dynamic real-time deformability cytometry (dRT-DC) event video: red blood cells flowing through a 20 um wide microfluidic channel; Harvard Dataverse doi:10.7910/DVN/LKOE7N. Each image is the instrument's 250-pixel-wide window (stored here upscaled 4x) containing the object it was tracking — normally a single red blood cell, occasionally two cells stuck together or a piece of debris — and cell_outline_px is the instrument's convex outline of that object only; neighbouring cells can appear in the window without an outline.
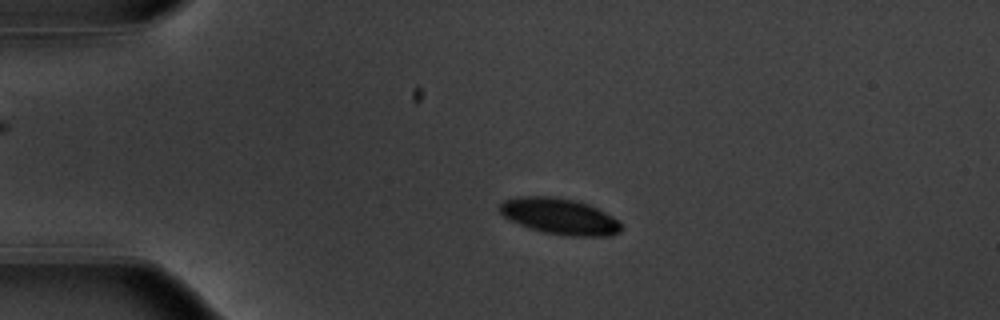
{"species": "common noctule bat (a hibernating species)", "species_latin": "Nyctalus noctula", "temperature_condition": "warm", "stored_images_in_passage": 55, "camera_frame_rate_fps": 3000, "um_per_image_px": 0.085, "animal": {"sex": "male", "body_mass_g": 20.1, "forearm_length_mm": 53.5}, "frame": {"image": 1, "passage_image": 13, "time_ms": 4.0, "image_size_px": [1000, 320], "cell_outline_px": [[620, 232], [612, 236], [568, 236], [544, 232], [520, 224], [504, 216], [500, 212], [500, 204], [504, 200], [516, 196], [552, 196], [576, 200], [588, 204], [612, 216], [620, 224]], "centroid_in_image_um": [47.57, 18.38], "position_along_channel_um": 37.4, "area_um2": 25.32}}
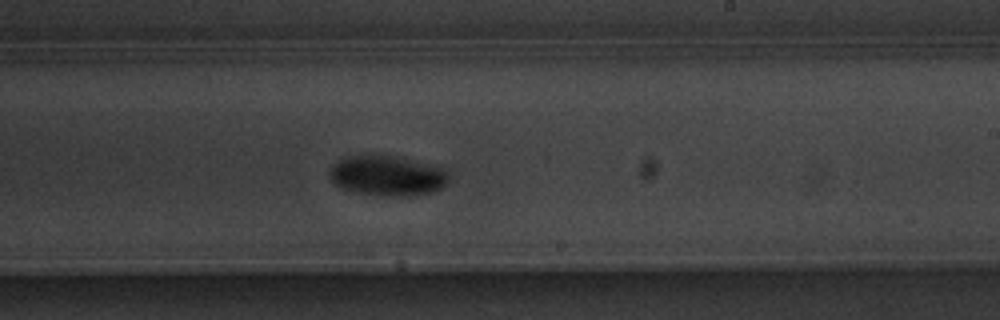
{"frame": {"image": 2, "passage_image": 34, "time_ms": 11.0, "image_size_px": [1000, 320], "cell_outline_px": [[448, 180], [440, 188], [432, 192], [388, 196], [356, 192], [344, 188], [336, 184], [332, 180], [332, 168], [340, 160], [348, 156], [368, 152], [384, 152], [440, 168], [448, 172]], "centroid_in_image_um": [32.9, 14.87], "position_along_channel_um": 256.1, "area_um2": 27.63}}
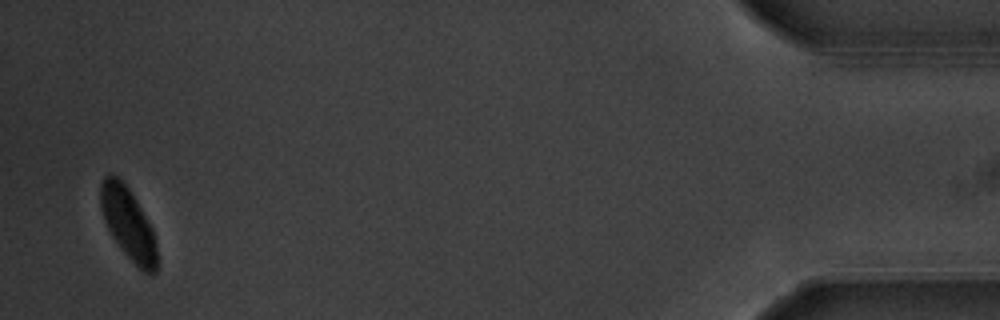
{"frame": {"image": 3, "passage_image": 54, "time_ms": 17.667, "image_size_px": [1000, 320], "cell_outline_px": [[156, 272], [144, 272], [120, 248], [112, 236], [104, 220], [100, 208], [100, 184], [104, 176], [108, 172], [112, 172], [128, 188], [136, 200], [152, 228], [156, 244]], "centroid_in_image_um": [10.85, 18.95], "position_along_channel_um": 424.3, "area_um2": 23.24}, "authors_computed_cell_mechanics": {"area_um2": 24.9696, "velocity_mm_per_s": 3.6979, "shape_relaxation_time_tau1_ms": 2.7368, "shape_relaxation_time_tau2_ms": null, "deformation_change_tau1": 0.1304, "deformation_change_tau2": null}}